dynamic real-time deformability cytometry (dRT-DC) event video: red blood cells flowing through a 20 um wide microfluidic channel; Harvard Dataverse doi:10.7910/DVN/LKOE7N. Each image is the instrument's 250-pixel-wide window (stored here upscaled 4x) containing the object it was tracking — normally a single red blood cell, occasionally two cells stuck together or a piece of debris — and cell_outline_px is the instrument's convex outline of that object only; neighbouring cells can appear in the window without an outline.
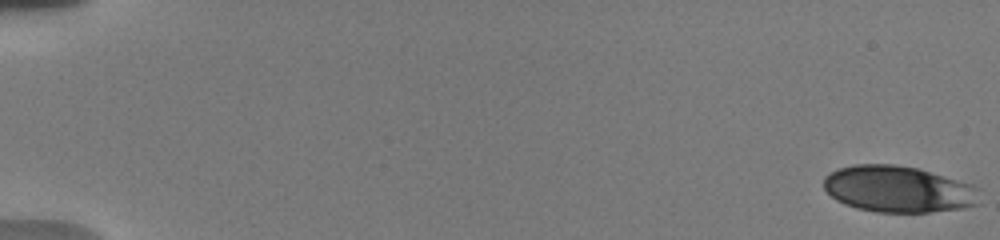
{"species": "human", "species_latin": "Homo sapiens", "temperature_condition": "warm", "stored_images_in_passage": 60, "camera_frame_rate_fps": 3000, "um_per_image_px": 0.085, "donor": {"sex": "male"}, "frame": {"image": 1, "passage_image": 1, "time_ms": 0.0, "image_size_px": [1000, 240], "cell_outline_px": [[980, 204], [964, 208], [932, 212], [876, 212], [856, 208], [844, 204], [836, 200], [824, 188], [824, 176], [828, 172], [836, 168], [852, 164], [896, 164], [916, 168], [972, 184], [980, 188]], "centroid_in_image_um": [76.36, 16.08], "position_along_channel_um": 8.6, "area_um2": 42.71}}
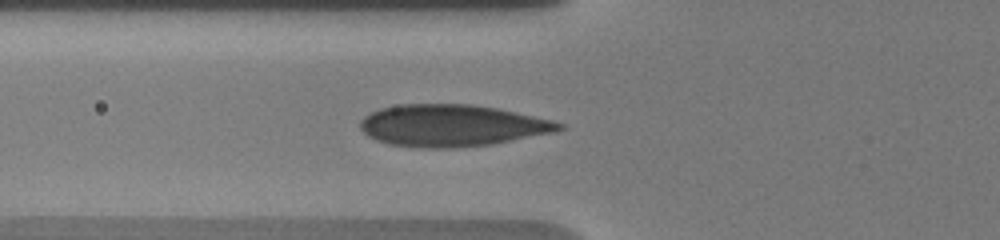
{"frame": {"image": 2, "passage_image": 22, "time_ms": 7.0, "image_size_px": [1000, 240], "cell_outline_px": [[568, 128], [552, 132], [492, 144], [456, 148], [420, 148], [388, 144], [376, 140], [368, 136], [360, 128], [360, 120], [364, 116], [380, 108], [400, 104], [472, 104], [496, 108], [552, 120], [564, 124]], "centroid_in_image_um": [38.38, 10.67], "position_along_channel_um": 87.4, "area_um2": 48.49}}
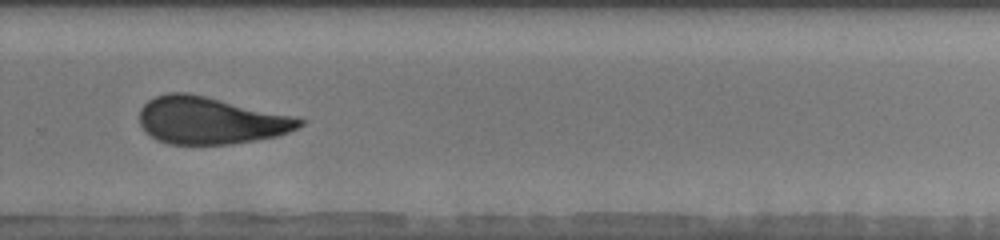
{"frame": {"image": 3, "passage_image": 53, "time_ms": 13.0, "image_size_px": [1000, 240], "cell_outline_px": [[304, 124], [288, 132], [276, 136], [256, 140], [232, 144], [168, 144], [156, 140], [140, 124], [140, 108], [148, 100], [156, 96], [168, 92], [188, 92], [296, 116], [304, 120]], "centroid_in_image_um": [17.89, 10.23], "position_along_channel_um": 311.9, "area_um2": 44.04}}